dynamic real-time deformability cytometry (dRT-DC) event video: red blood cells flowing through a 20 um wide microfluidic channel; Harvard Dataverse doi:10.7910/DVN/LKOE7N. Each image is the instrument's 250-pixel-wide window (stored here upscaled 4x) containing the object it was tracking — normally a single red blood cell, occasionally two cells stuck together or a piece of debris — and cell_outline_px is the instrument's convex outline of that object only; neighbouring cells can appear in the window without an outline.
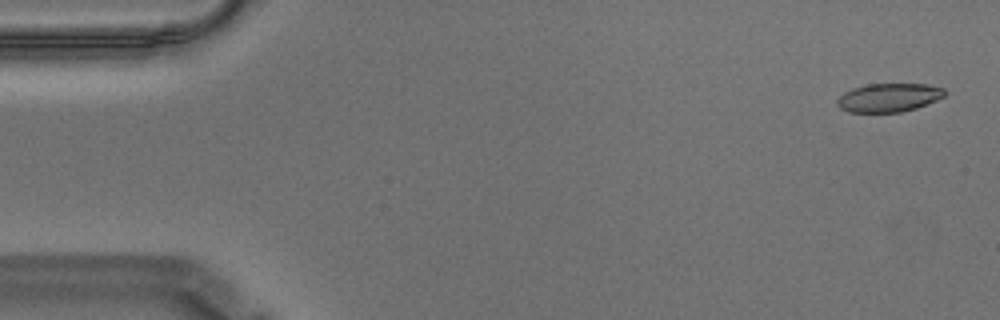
{"species": "Egyptian fruit bat (a non-hibernating species)", "species_latin": "Rousettus aegyptiacus", "temperature_condition": "warm", "stored_images_in_passage": 55, "camera_frame_rate_fps": 3000, "um_per_image_px": 0.085, "animal": {"sex": "male"}, "frame": {"image": 1, "passage_image": 2, "time_ms": 0.333, "image_size_px": [1000, 320], "cell_outline_px": [[944, 96], [936, 100], [916, 108], [900, 112], [848, 112], [840, 108], [836, 104], [836, 100], [844, 92], [852, 88], [868, 84], [928, 84], [944, 88]], "centroid_in_image_um": [75.51, 8.29], "position_along_channel_um": 9.5, "area_um2": 17.86}}
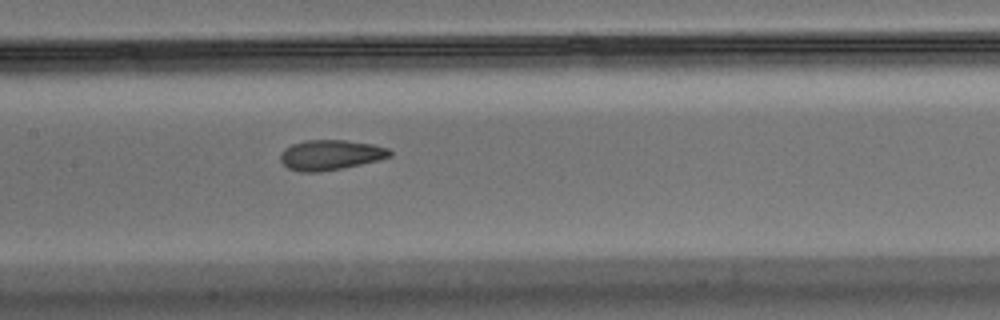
{"frame": {"image": 2, "passage_image": 27, "time_ms": 8.667, "image_size_px": [1000, 320], "cell_outline_px": [[392, 156], [360, 164], [320, 172], [300, 172], [288, 168], [280, 160], [280, 152], [284, 148], [292, 144], [308, 140], [344, 140], [372, 144], [388, 148], [392, 152]], "centroid_in_image_um": [28.06, 13.16], "position_along_channel_um": 179.3, "area_um2": 19.07}}
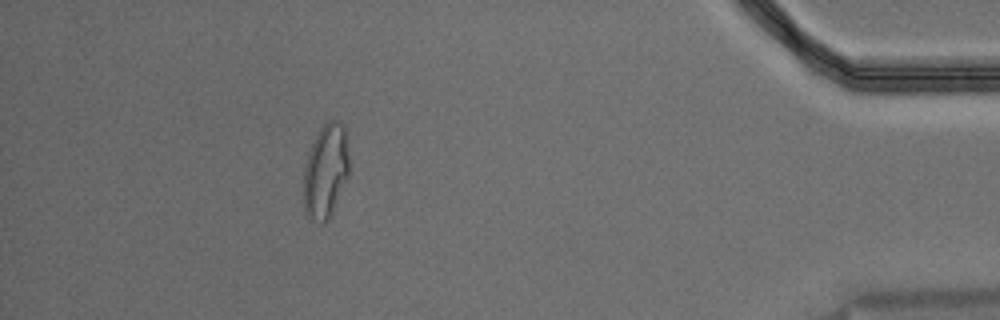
{"frame": {"image": 3, "passage_image": 51, "time_ms": 16.667, "image_size_px": [1000, 320], "cell_outline_px": [[348, 176], [332, 212], [328, 220], [324, 224], [320, 224], [308, 220], [304, 212], [304, 164], [308, 152], [316, 132], [328, 120], [336, 120], [344, 124], [348, 156]], "centroid_in_image_um": [27.65, 14.57], "position_along_channel_um": 407.6, "area_um2": 25.32}}